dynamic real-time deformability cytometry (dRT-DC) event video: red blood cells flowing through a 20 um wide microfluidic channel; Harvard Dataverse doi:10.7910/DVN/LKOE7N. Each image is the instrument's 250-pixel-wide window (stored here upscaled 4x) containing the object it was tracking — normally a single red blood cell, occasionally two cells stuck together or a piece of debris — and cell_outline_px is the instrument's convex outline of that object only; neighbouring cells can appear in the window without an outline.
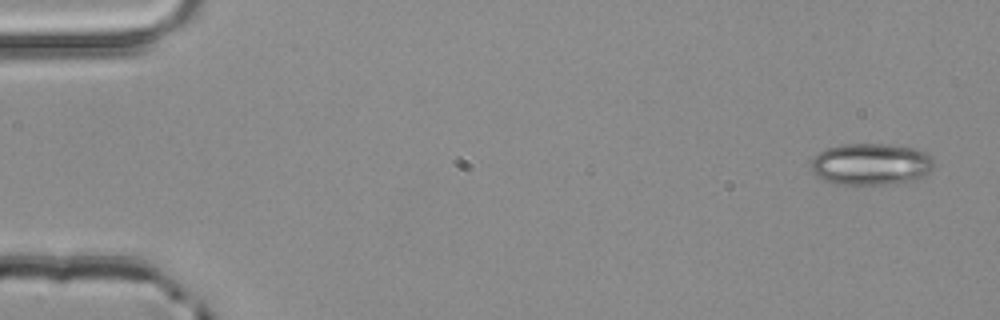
{"species": "common noctule bat (a hibernating species)", "species_latin": "Nyctalus noctula", "temperature_condition": "room temperature", "stored_images_in_passage": 4, "camera_frame_rate_fps": 3000, "um_per_image_px": 0.085, "animal": {"sex": "male", "body_mass_g": 20.4}, "frame": {"image": 1, "passage_image": 1, "time_ms": 0.0, "image_size_px": [1000, 320], "cell_outline_px": [[932, 168], [924, 176], [916, 180], [888, 184], [836, 184], [824, 180], [816, 176], [812, 172], [812, 160], [820, 152], [828, 148], [844, 144], [884, 144], [912, 148], [924, 152], [932, 160]], "centroid_in_image_um": [74.01, 13.97], "position_along_channel_um": 11.0, "area_um2": 29.54}}